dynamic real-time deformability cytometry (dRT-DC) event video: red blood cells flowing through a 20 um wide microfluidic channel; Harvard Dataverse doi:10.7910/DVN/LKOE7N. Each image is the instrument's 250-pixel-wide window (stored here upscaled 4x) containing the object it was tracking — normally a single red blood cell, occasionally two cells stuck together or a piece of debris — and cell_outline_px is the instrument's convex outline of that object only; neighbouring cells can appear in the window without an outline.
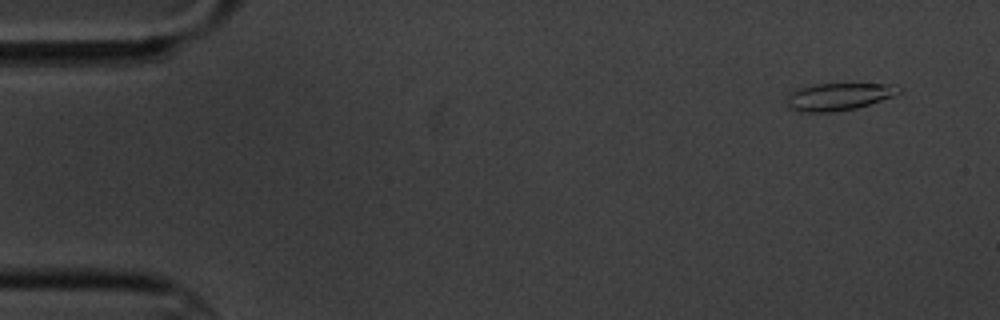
{"species": "common noctule bat (a hibernating species)", "species_latin": "Nyctalus noctula", "temperature_condition": "cold", "stored_images_in_passage": 5, "camera_frame_rate_fps": 3000, "um_per_image_px": 0.085, "animal": {"sex": "male", "body_mass_g": 20.1, "forearm_length_mm": 53.5}, "frame": {"image": 1, "passage_image": 1, "time_ms": 0.0, "image_size_px": [1000, 320], "cell_outline_px": [[900, 92], [892, 96], [856, 108], [832, 112], [800, 112], [788, 108], [788, 96], [796, 88], [816, 84], [892, 84], [900, 88]], "centroid_in_image_um": [71.24, 8.21], "position_along_channel_um": 13.8, "area_um2": 17.63}}
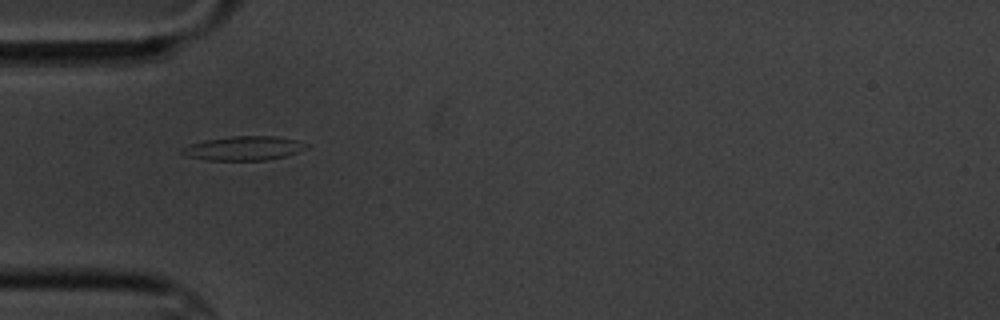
{"frame": {"image": 2, "passage_image": 4, "time_ms": 4.667, "image_size_px": [1000, 320], "cell_outline_px": [[308, 148], [288, 156], [268, 160], [208, 160], [184, 156], [180, 152], [180, 148], [204, 140], [232, 136], [276, 136], [296, 140], [308, 144]], "centroid_in_image_um": [20.73, 12.61], "position_along_channel_um": 64.3, "area_um2": 17.63}}